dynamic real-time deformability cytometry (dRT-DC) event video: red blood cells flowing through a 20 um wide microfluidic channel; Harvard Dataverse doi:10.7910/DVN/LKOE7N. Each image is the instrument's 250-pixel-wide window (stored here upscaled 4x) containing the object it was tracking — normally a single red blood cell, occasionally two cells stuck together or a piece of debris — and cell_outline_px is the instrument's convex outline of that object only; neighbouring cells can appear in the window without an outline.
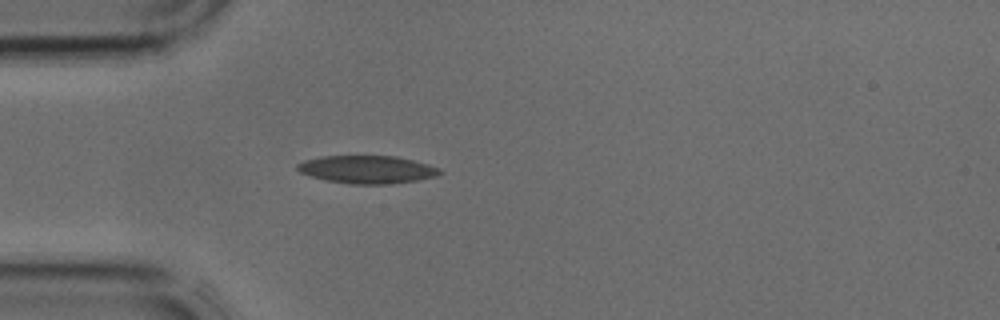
{"species": "common noctule bat (a hibernating species)", "species_latin": "Nyctalus noctula", "temperature_condition": "cold", "stored_images_in_passage": 2, "camera_frame_rate_fps": 3000, "um_per_image_px": 0.085, "animal": {"sex": "male", "body_mass_g": 17.9, "forearm_length_mm": 54.2}, "frame": {"image": 1, "passage_image": 2, "time_ms": 0.333, "image_size_px": [1000, 320], "cell_outline_px": [[444, 172], [436, 176], [416, 180], [392, 184], [348, 184], [324, 180], [300, 172], [296, 168], [296, 164], [304, 160], [320, 156], [396, 156], [428, 164], [440, 168]], "centroid_in_image_um": [31.2, 14.41], "position_along_channel_um": 53.8, "area_um2": 23.24}}